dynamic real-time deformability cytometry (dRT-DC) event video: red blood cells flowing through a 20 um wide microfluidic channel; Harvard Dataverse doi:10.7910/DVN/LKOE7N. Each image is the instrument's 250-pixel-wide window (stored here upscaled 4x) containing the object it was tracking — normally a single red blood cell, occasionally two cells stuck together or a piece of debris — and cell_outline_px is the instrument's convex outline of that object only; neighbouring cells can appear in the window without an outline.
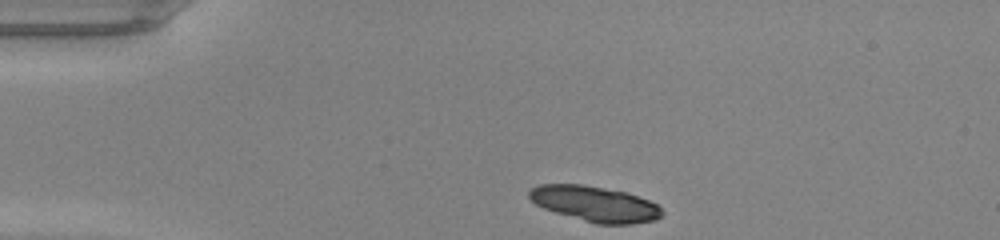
{"species": "common noctule bat (a hibernating species)", "species_latin": "Nyctalus noctula", "temperature_condition": "warm", "stored_images_in_passage": 39, "segment_of_instrument_passage": [1, 2], "camera_frame_rate_fps": 3000, "um_per_image_px": 0.085, "animal": {"sex": "male", "body_mass_g": 20.0, "forearm_length_mm": 53.3}, "frame": {"image": 1, "passage_image": 1, "time_ms": 0.0, "image_size_px": [1000, 240], "cell_outline_px": [[664, 212], [656, 220], [632, 224], [596, 224], [556, 212], [544, 208], [536, 204], [528, 196], [528, 192], [532, 188], [540, 184], [580, 184], [624, 192], [648, 200], [656, 204]], "centroid_in_image_um": [50.57, 17.34], "position_along_channel_um": 34.4, "area_um2": 27.05}}